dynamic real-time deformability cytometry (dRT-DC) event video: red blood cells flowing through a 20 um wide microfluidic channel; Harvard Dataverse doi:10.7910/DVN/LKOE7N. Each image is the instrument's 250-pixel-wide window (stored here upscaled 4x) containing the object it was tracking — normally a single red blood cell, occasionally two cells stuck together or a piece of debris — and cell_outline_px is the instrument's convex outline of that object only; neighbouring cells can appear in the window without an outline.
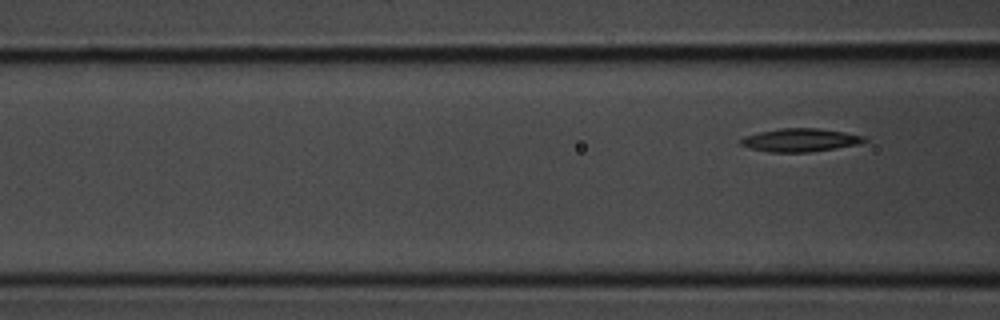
{"species": "common noctule bat (a hibernating species)", "species_latin": "Nyctalus noctula", "temperature_condition": "room temperature", "stored_images_in_passage": 3, "segment_of_instrument_passage": [2, 2], "camera_frame_rate_fps": 3000, "um_per_image_px": 0.085, "animal": {"sex": "male", "body_mass_g": 20.1, "forearm_length_mm": 53.5}, "frame": {"image": 1, "passage_image": 3, "time_ms": 0.667, "image_size_px": [1000, 320], "cell_outline_px": [[868, 140], [860, 144], [836, 148], [808, 152], [768, 152], [748, 148], [740, 144], [740, 140], [744, 136], [760, 132], [780, 128], [820, 128], [844, 132], [864, 136]], "centroid_in_image_um": [68.02, 11.9], "position_along_channel_um": 98.6, "area_um2": 16.76}}